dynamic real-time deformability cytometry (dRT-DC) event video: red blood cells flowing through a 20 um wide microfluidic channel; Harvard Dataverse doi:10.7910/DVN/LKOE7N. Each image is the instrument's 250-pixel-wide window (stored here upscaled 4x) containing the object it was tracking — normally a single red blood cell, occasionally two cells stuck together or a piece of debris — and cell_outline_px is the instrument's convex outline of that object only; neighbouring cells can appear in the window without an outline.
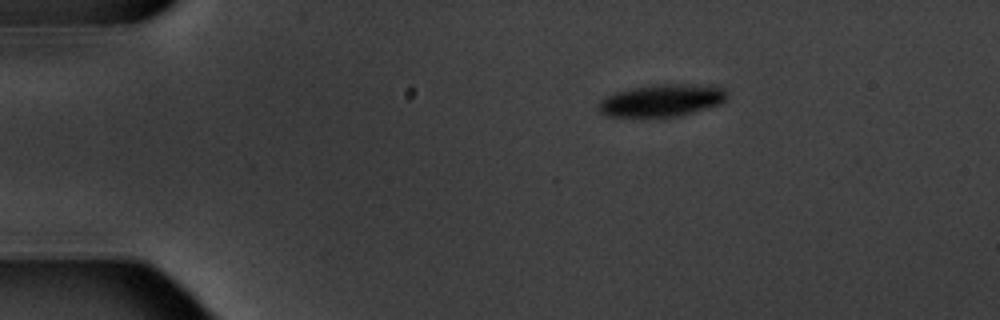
{"species": "common noctule bat (a hibernating species)", "species_latin": "Nyctalus noctula", "temperature_condition": "warm", "stored_images_in_passage": 3, "camera_frame_rate_fps": 3000, "um_per_image_px": 0.085, "animal": {"sex": "male", "body_mass_g": 20.1, "forearm_length_mm": 53.5}, "frame": {"image": 1, "passage_image": 1, "time_ms": 0.0, "image_size_px": [1000, 320], "cell_outline_px": [[728, 96], [720, 104], [680, 116], [604, 116], [596, 108], [596, 104], [600, 100], [616, 92], [632, 88], [656, 84], [708, 84], [724, 88], [728, 92]], "centroid_in_image_um": [56.27, 8.52], "position_along_channel_um": 28.7, "area_um2": 24.28}}